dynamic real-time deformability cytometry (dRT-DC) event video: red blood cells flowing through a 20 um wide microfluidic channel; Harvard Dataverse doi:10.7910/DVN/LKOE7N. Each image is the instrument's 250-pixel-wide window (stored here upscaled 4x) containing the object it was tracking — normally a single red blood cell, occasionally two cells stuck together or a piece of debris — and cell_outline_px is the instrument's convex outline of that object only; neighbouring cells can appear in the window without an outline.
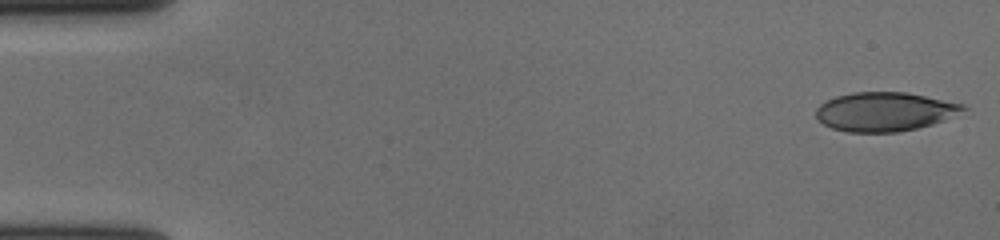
{"species": "human", "species_latin": "Homo sapiens", "temperature_condition": "cold", "stored_images_in_passage": 57, "camera_frame_rate_fps": 3000, "um_per_image_px": 0.085, "donor": {"sex": "female"}, "frame": {"image": 1, "passage_image": 1, "time_ms": 0.0, "image_size_px": [1000, 240], "cell_outline_px": [[968, 108], [944, 120], [932, 124], [916, 128], [896, 132], [848, 132], [832, 128], [824, 124], [816, 116], [816, 108], [820, 104], [836, 96], [852, 92], [904, 92], [964, 104]], "centroid_in_image_um": [75.18, 9.49], "position_along_channel_um": 9.8, "area_um2": 33.12}}
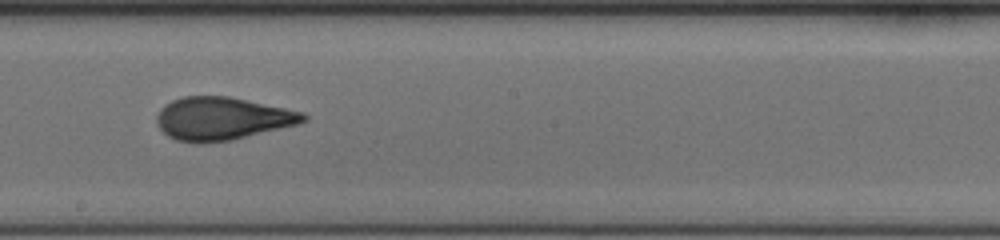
{"frame": {"image": 2, "passage_image": 32, "time_ms": 10.333, "image_size_px": [1000, 240], "cell_outline_px": [[308, 120], [296, 124], [232, 140], [200, 144], [196, 144], [176, 140], [168, 136], [156, 124], [156, 116], [160, 108], [164, 104], [172, 100], [184, 96], [228, 96], [304, 112], [308, 116]], "centroid_in_image_um": [18.84, 10.08], "position_along_channel_um": 229.4, "area_um2": 36.76}}
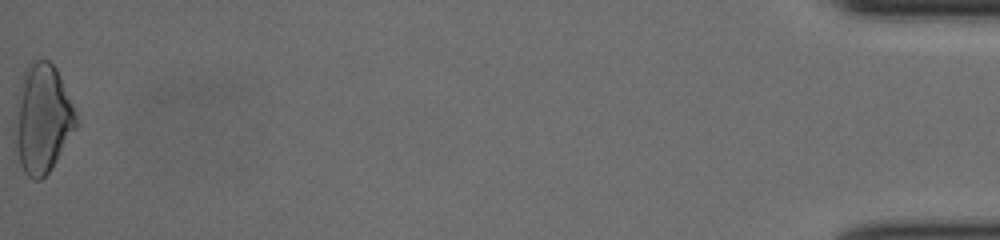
{"frame": {"image": 3, "passage_image": 57, "time_ms": 18.667, "image_size_px": [1000, 240], "cell_outline_px": [[76, 128], [56, 160], [48, 172], [40, 180], [32, 180], [24, 172], [20, 164], [16, 148], [16, 96], [24, 68], [32, 60], [48, 60], [56, 68], [60, 76], [76, 112]], "centroid_in_image_um": [3.59, 10.06], "position_along_channel_um": 431.6, "area_um2": 38.49}, "authors_computed_cell_mechanics": {"area_um2": 35.3736, "velocity_mm_per_s": 3.6454, "shape_relaxation_time_tau1_ms": 4.5898, "shape_relaxation_time_tau2_ms": 1.4091, "deformation_change_tau1": 0.153, "deformation_change_tau2": 0.0609}}